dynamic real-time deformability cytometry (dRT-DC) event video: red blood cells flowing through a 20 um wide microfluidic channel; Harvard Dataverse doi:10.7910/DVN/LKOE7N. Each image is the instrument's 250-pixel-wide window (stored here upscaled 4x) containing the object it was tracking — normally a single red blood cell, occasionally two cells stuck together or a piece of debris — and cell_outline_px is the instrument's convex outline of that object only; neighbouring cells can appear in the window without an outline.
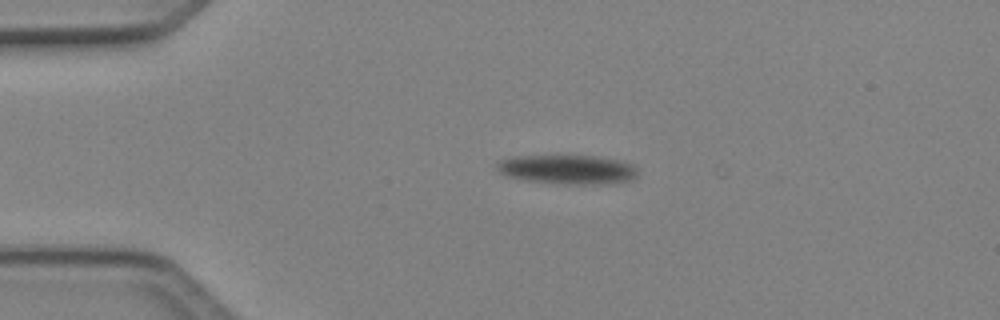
{"species": "Egyptian fruit bat (a non-hibernating species)", "species_latin": "Rousettus aegyptiacus", "temperature_condition": "cold", "stored_images_in_passage": 4, "camera_frame_rate_fps": 3000, "um_per_image_px": 0.085, "animal": {"sex": "female"}, "frame": {"image": 1, "passage_image": 3, "time_ms": 0.667, "image_size_px": [1000, 320], "cell_outline_px": [[636, 176], [632, 180], [584, 184], [580, 184], [528, 180], [508, 176], [500, 172], [496, 168], [496, 164], [500, 160], [512, 156], [596, 156], [620, 160], [632, 164], [636, 168]], "centroid_in_image_um": [48.22, 14.37], "position_along_channel_um": 36.8, "area_um2": 23.35}}